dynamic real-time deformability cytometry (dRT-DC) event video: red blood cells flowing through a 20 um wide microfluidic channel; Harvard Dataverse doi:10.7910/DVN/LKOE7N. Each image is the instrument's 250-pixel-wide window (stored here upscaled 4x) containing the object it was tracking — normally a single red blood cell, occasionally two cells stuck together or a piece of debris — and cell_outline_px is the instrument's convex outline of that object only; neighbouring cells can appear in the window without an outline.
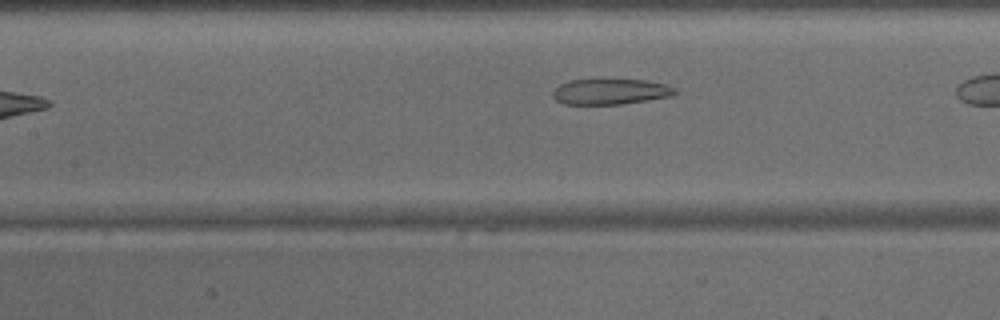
{"species": "common noctule bat (a hibernating species)", "species_latin": "Nyctalus noctula", "temperature_condition": "warm", "stored_images_in_passage": 17, "camera_frame_rate_fps": 3000, "um_per_image_px": 0.085, "animal": {"sex": "male", "body_mass_g": 15.6}, "frame": {"image": 1, "passage_image": 10, "time_ms": 3.0, "image_size_px": [1000, 320], "cell_outline_px": [[676, 92], [672, 96], [648, 100], [620, 104], [564, 104], [556, 100], [552, 96], [552, 92], [560, 84], [572, 80], [600, 76], [648, 80], [668, 84], [676, 88]], "centroid_in_image_um": [51.9, 7.73], "position_along_channel_um": 155.5, "area_um2": 19.31}}